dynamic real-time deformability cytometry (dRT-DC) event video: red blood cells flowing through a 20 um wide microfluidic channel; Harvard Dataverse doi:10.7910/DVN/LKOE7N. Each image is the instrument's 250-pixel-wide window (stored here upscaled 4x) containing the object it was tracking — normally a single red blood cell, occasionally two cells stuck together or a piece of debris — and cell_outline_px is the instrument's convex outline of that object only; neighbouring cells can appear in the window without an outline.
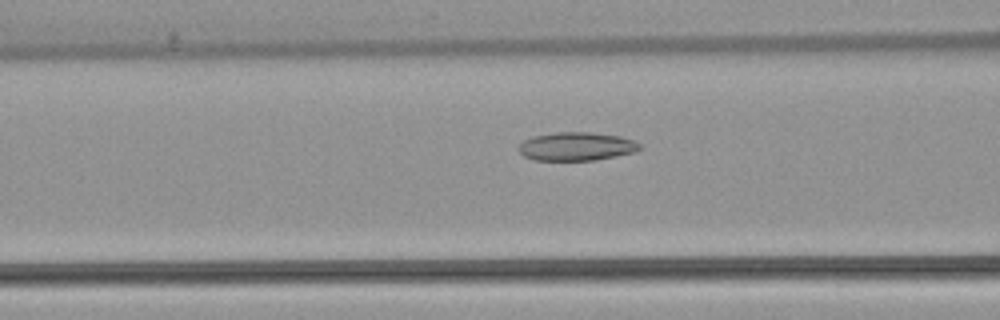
{"species": "common noctule bat (a hibernating species)", "species_latin": "Nyctalus noctula", "temperature_condition": "warm", "stored_images_in_passage": 53, "camera_frame_rate_fps": 3000, "um_per_image_px": 0.085, "animal": {"sex": "female", "body_mass_g": 22.7, "forearm_length_mm": 54.2}, "frame": {"image": 1, "passage_image": 21, "time_ms": 6.667, "image_size_px": [1000, 320], "cell_outline_px": [[644, 148], [636, 152], [596, 160], [532, 160], [524, 156], [516, 148], [524, 140], [532, 136], [556, 132], [592, 132], [620, 136], [636, 140]], "centroid_in_image_um": [49.03, 12.44], "position_along_channel_um": 117.6, "area_um2": 20.4}}
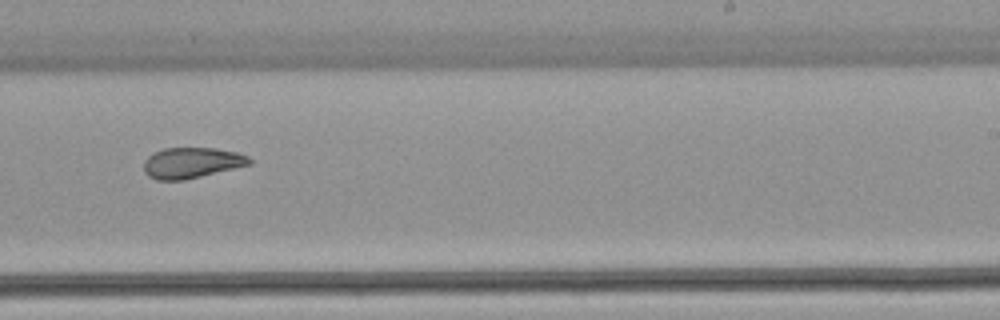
{"frame": {"image": 2, "passage_image": 33, "time_ms": 10.667, "image_size_px": [1000, 320], "cell_outline_px": [[252, 164], [184, 180], [156, 180], [148, 176], [144, 172], [144, 160], [152, 152], [164, 148], [216, 148], [236, 152], [248, 156], [252, 160]], "centroid_in_image_um": [16.27, 13.83], "position_along_channel_um": 272.7, "area_um2": 19.02}}
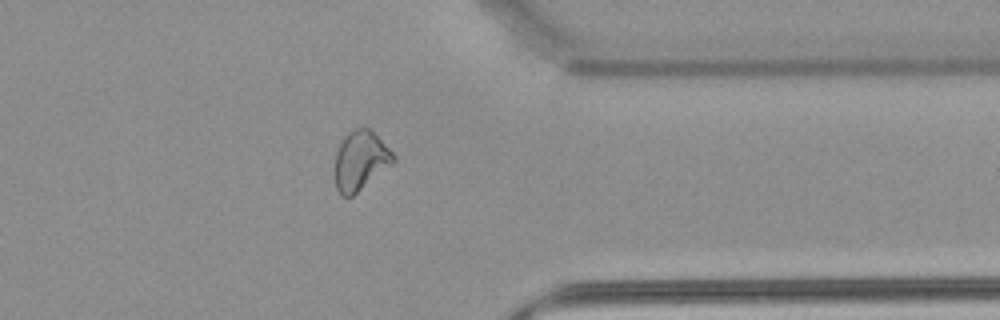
{"frame": {"image": 3, "passage_image": 42, "time_ms": 13.667, "image_size_px": [1000, 320], "cell_outline_px": [[396, 160], [392, 164], [352, 196], [340, 196], [336, 188], [332, 172], [336, 152], [344, 136], [348, 132], [356, 128], [368, 128], [396, 156]], "centroid_in_image_um": [30.57, 13.68], "position_along_channel_um": 380.8, "area_um2": 20.23}, "authors_computed_cell_mechanics": {"area_um2": 22.4264, "velocity_mm_per_s": 3.8802, "shape_relaxation_time_tau1_ms": null, "shape_relaxation_time_tau2_ms": 2.6506, "deformation_change_tau1": null, "deformation_change_tau2": 0.0855}}